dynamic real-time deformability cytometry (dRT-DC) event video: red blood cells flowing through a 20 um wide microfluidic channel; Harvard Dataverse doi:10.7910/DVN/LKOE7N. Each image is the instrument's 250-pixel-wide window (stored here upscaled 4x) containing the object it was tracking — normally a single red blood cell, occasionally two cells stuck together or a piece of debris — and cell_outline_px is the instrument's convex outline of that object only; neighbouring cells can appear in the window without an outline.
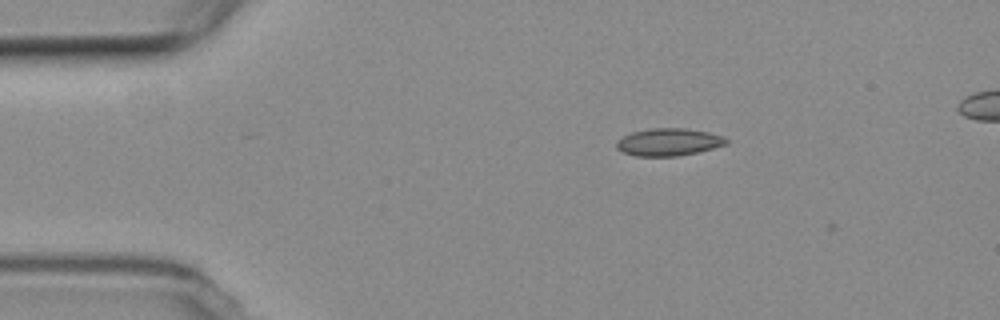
{"species": "common noctule bat (a hibernating species)", "species_latin": "Nyctalus noctula", "temperature_condition": "room temperature", "stored_images_in_passage": 3, "camera_frame_rate_fps": 3000, "um_per_image_px": 0.085, "animal": {"sex": "female", "body_mass_g": 19.3, "forearm_length_mm": 54.1}, "frame": {"image": 1, "passage_image": 1, "time_ms": 0.0, "image_size_px": [1000, 320], "cell_outline_px": [[728, 144], [680, 156], [636, 156], [624, 152], [616, 148], [616, 140], [632, 132], [652, 128], [684, 128], [708, 132], [724, 136], [728, 140]], "centroid_in_image_um": [56.84, 12.07], "position_along_channel_um": 28.2, "area_um2": 17.51}}